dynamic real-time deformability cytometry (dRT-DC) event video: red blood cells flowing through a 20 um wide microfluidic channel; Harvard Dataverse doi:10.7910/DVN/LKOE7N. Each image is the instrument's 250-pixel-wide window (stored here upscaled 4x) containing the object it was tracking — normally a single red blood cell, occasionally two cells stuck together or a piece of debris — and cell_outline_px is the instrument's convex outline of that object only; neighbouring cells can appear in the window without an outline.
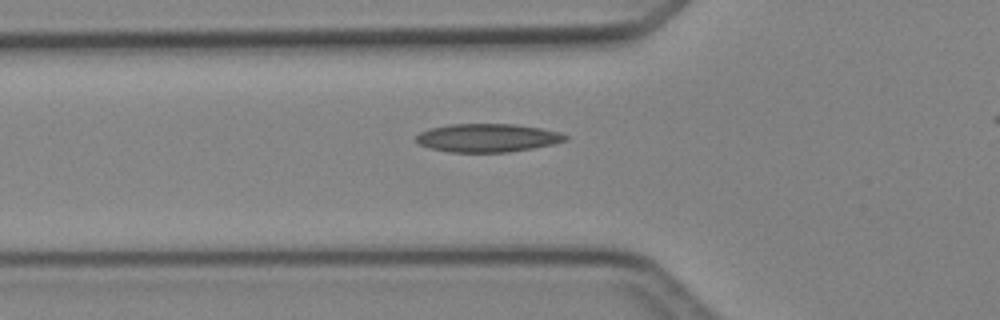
{"species": "Egyptian fruit bat (a non-hibernating species)", "species_latin": "Rousettus aegyptiacus", "temperature_condition": "cold", "stored_images_in_passage": 28, "camera_frame_rate_fps": 3000, "um_per_image_px": 0.085, "animal": {"sex": "female"}, "frame": {"image": 1, "passage_image": 2, "time_ms": 0.333, "image_size_px": [1000, 320], "cell_outline_px": [[568, 140], [552, 144], [532, 148], [508, 152], [448, 152], [428, 148], [420, 144], [416, 140], [416, 136], [420, 132], [432, 128], [448, 124], [516, 124], [540, 128], [560, 132], [568, 136]], "centroid_in_image_um": [41.44, 11.72], "position_along_channel_um": 84.4, "area_um2": 24.62}}
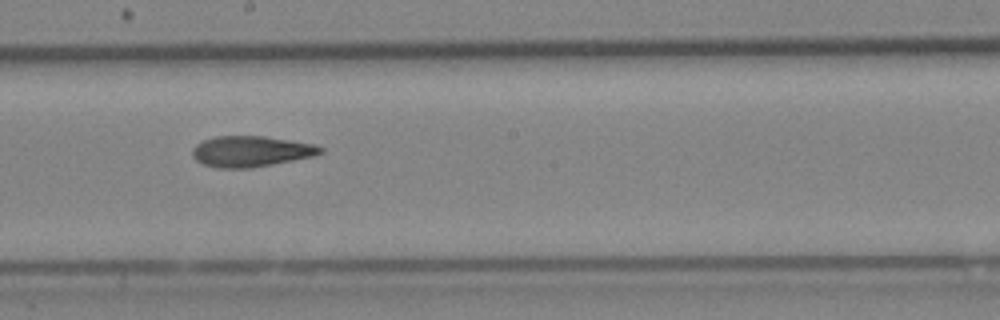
{"frame": {"image": 2, "passage_image": 12, "time_ms": 3.667, "image_size_px": [1000, 320], "cell_outline_px": [[324, 152], [312, 156], [252, 168], [220, 168], [204, 164], [196, 160], [192, 156], [192, 148], [196, 144], [204, 140], [216, 136], [264, 136], [316, 144], [324, 148]], "centroid_in_image_um": [21.33, 12.86], "position_along_channel_um": 226.9, "area_um2": 22.95}}
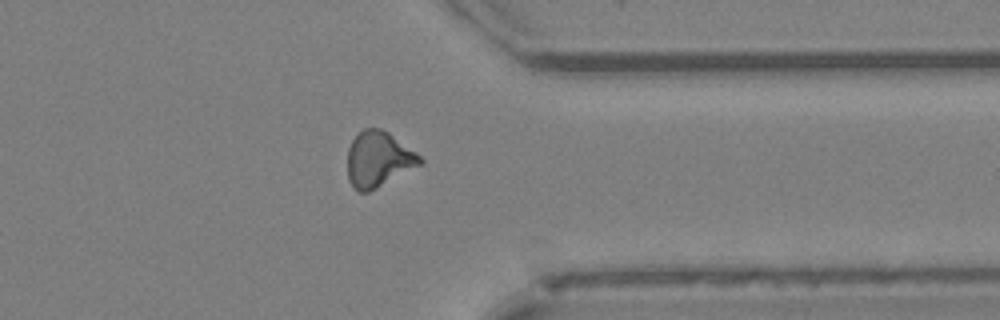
{"frame": {"image": 3, "passage_image": 23, "time_ms": 7.333, "image_size_px": [1000, 320], "cell_outline_px": [[424, 164], [368, 192], [360, 192], [348, 180], [348, 148], [352, 140], [364, 128], [380, 128], [388, 132], [416, 152], [424, 160]], "centroid_in_image_um": [32.19, 13.54], "position_along_channel_um": 379.2, "area_um2": 23.41}}